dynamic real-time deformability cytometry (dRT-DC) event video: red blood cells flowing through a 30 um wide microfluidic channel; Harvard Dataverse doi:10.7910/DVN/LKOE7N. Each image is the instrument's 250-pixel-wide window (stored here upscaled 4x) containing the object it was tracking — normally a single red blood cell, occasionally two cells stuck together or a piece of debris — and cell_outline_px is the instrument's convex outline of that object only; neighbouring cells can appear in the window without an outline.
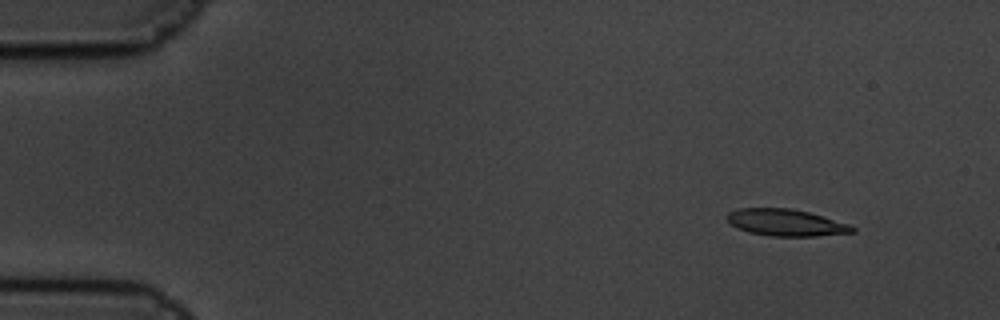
{"species": "common noctule bat (a hibernating species)", "species_latin": "Nyctalus noctula", "temperature_condition": "cold", "stored_images_in_passage": 55, "camera_frame_rate_fps": 3000, "um_per_image_px": 0.085, "animal": {"sex": "male", "body_mass_g": 19.5, "forearm_length_mm": 54.6}, "frame": {"image": 1, "passage_image": 1, "time_ms": 0.0, "image_size_px": [1000, 320], "cell_outline_px": [[856, 232], [816, 236], [768, 236], [748, 232], [736, 228], [728, 220], [728, 212], [740, 208], [792, 208], [808, 212], [852, 224], [856, 228]], "centroid_in_image_um": [66.85, 18.92], "position_along_channel_um": 18.2, "area_um2": 19.71}}
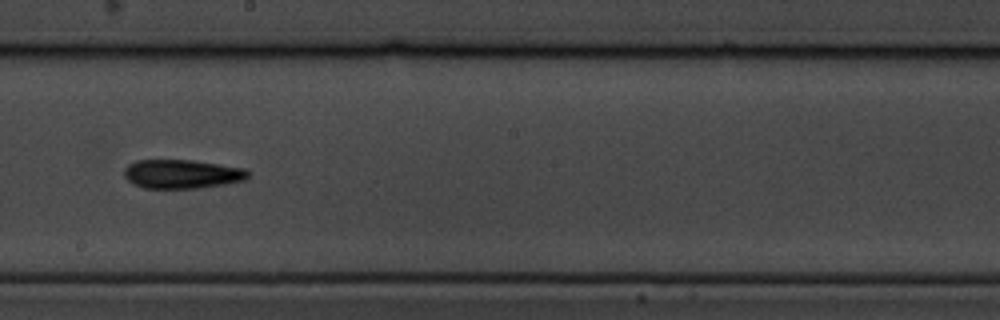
{"frame": {"image": 2, "passage_image": 29, "time_ms": 9.333, "image_size_px": [1000, 320], "cell_outline_px": [[252, 172], [244, 180], [224, 184], [196, 188], [144, 188], [132, 184], [124, 176], [124, 168], [128, 164], [136, 160], [192, 160], [244, 168]], "centroid_in_image_um": [15.44, 14.79], "position_along_channel_um": 232.8, "area_um2": 20.92}}
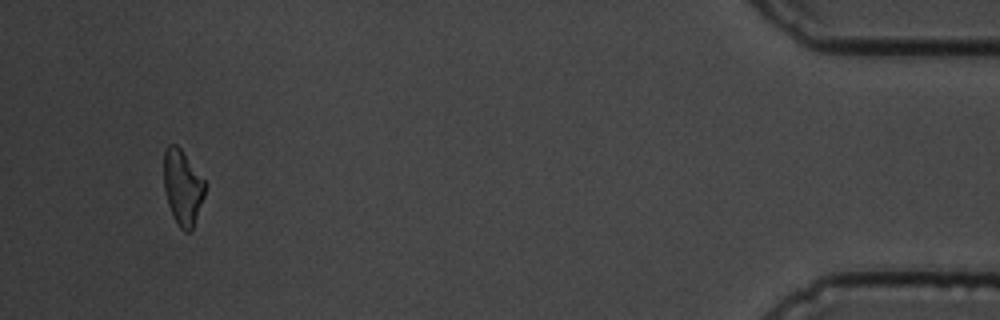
{"frame": {"image": 3, "passage_image": 52, "time_ms": 17.0, "image_size_px": [1000, 320], "cell_outline_px": [[208, 184], [192, 232], [184, 232], [180, 228], [172, 216], [168, 204], [164, 188], [164, 148], [168, 144], [176, 144], [180, 148]], "centroid_in_image_um": [15.53, 15.94], "position_along_channel_um": 419.7, "area_um2": 18.32}, "authors_computed_cell_mechanics": {"area_um2": 19.941, "velocity_mm_per_s": 3.3627, "shape_relaxation_time_tau1_ms": 4.6436, "shape_relaxation_time_tau2_ms": null, "deformation_change_tau1": 0.2002, "deformation_change_tau2": null}}